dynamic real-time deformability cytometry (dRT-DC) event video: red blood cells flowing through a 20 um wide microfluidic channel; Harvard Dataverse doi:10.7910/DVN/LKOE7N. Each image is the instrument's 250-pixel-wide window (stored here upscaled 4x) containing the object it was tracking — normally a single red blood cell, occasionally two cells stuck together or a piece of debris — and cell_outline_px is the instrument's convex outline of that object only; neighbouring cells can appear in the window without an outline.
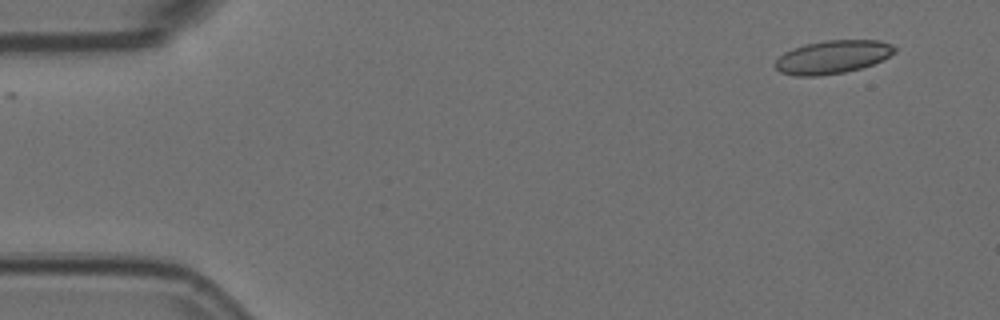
{"species": "Egyptian fruit bat (a non-hibernating species)", "species_latin": "Rousettus aegyptiacus", "temperature_condition": "room temperature", "stored_images_in_passage": 9, "camera_frame_rate_fps": 3000, "um_per_image_px": 0.085, "animal": {"sex": "female"}, "frame": {"image": 1, "passage_image": 1, "time_ms": 0.0, "image_size_px": [1000, 320], "cell_outline_px": [[896, 52], [872, 64], [860, 68], [844, 72], [816, 76], [796, 76], [780, 72], [772, 64], [784, 52], [792, 48], [804, 44], [824, 40], [880, 40], [892, 44], [896, 48]], "centroid_in_image_um": [70.74, 4.83], "position_along_channel_um": 14.3, "area_um2": 23.18}}